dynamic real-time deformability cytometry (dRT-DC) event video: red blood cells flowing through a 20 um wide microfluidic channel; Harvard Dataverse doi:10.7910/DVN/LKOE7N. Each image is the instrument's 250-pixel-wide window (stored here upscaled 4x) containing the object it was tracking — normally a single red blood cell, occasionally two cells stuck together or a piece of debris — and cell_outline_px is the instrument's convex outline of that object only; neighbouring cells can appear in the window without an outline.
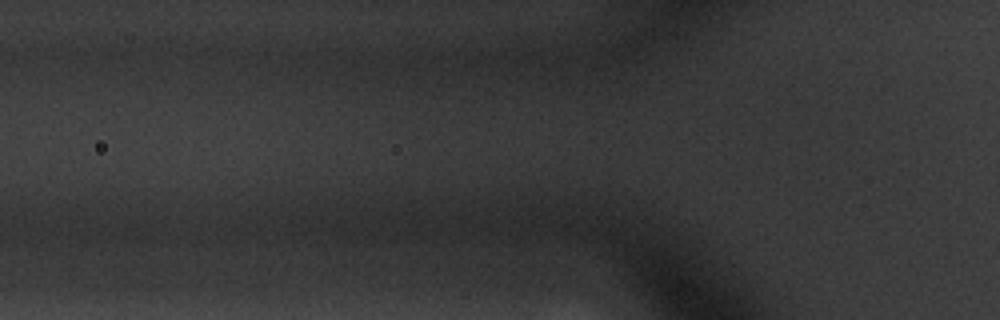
{"species": "common noctule bat (a hibernating species)", "species_latin": "Nyctalus noctula", "temperature_condition": "warm", "stored_images_in_passage": 6, "camera_frame_rate_fps": 3000, "um_per_image_px": 0.085, "animal": {"sex": "male", "body_mass_g": 20.1, "forearm_length_mm": 53.5}, "frame": {"image": 1, "passage_image": 6, "time_ms": 1.667, "image_size_px": [1000, 320], "cell_outline_px": [[540, 52], [528, 60], [408, 60], [400, 52], [404, 48], [532, 40], [540, 48]], "centroid_in_image_um": [40.41, 4.39], "position_along_channel_um": 85.4, "area_um2": 15.43}}